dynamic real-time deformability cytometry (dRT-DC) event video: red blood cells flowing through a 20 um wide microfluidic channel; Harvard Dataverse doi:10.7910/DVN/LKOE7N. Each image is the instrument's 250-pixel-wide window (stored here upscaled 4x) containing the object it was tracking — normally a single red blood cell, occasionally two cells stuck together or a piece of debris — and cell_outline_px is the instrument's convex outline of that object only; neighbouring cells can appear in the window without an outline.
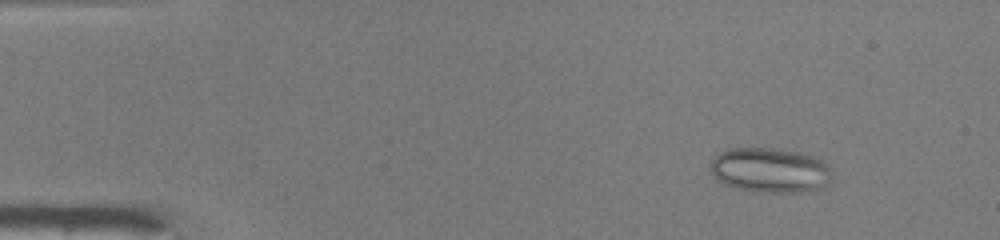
{"species": "common noctule bat (a hibernating species)", "species_latin": "Nyctalus noctula", "temperature_condition": "warm", "stored_images_in_passage": 49, "camera_frame_rate_fps": 3000, "um_per_image_px": 0.085, "animal": {"sex": "male", "body_mass_g": 19.0, "forearm_length_mm": 50.8}, "frame": {"image": 1, "passage_image": 6, "time_ms": 1.667, "image_size_px": [1000, 240], "cell_outline_px": [[828, 184], [816, 188], [792, 192], [772, 192], [736, 188], [724, 184], [716, 180], [708, 168], [712, 160], [720, 152], [728, 148], [772, 148], [800, 152], [812, 156], [820, 160], [828, 168]], "centroid_in_image_um": [65.34, 14.44], "position_along_channel_um": 19.7, "area_um2": 31.15}}
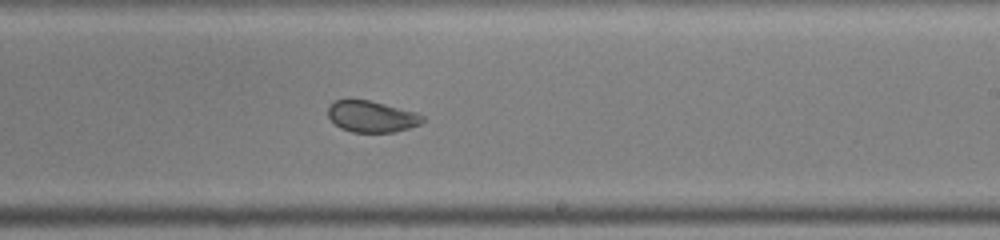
{"frame": {"image": 2, "passage_image": 30, "time_ms": 9.667, "image_size_px": [1000, 240], "cell_outline_px": [[424, 120], [420, 124], [408, 128], [392, 132], [352, 132], [340, 128], [328, 116], [328, 104], [332, 100], [348, 96], [352, 96], [416, 112], [424, 116]], "centroid_in_image_um": [31.51, 9.85], "position_along_channel_um": 257.5, "area_um2": 17.74}}
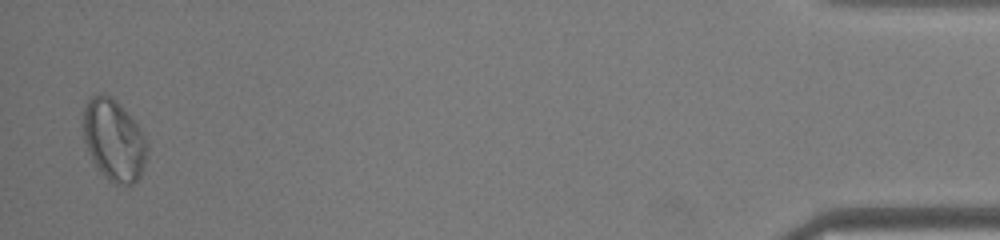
{"frame": {"image": 3, "passage_image": 48, "time_ms": 15.667, "image_size_px": [1000, 240], "cell_outline_px": [[148, 152], [140, 176], [132, 184], [116, 184], [108, 180], [100, 172], [92, 160], [84, 140], [84, 104], [92, 96], [108, 96], [116, 100], [124, 108], [136, 124], [144, 136]], "centroid_in_image_um": [9.68, 11.93], "position_along_channel_um": 425.5, "area_um2": 29.82}, "authors_computed_cell_mechanics": {"area_um2": 23.698, "velocity_mm_per_s": 4.1632, "shape_relaxation_time_tau1_ms": null, "shape_relaxation_time_tau2_ms": 1.1385, "deformation_change_tau1": null, "deformation_change_tau2": 0.0664}}